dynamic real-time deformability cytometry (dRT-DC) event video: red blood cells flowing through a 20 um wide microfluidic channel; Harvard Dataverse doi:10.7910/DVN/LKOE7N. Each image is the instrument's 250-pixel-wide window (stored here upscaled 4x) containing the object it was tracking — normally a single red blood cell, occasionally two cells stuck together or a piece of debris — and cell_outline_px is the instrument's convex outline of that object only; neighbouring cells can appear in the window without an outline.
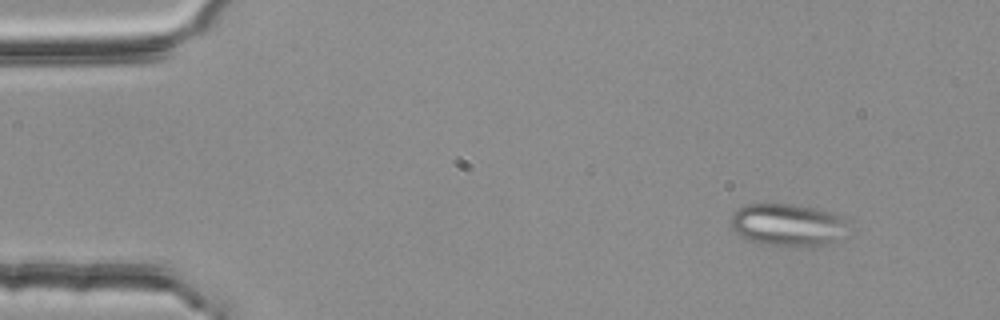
{"species": "common noctule bat (a hibernating species)", "species_latin": "Nyctalus noctula", "temperature_condition": "room temperature", "stored_images_in_passage": 3, "camera_frame_rate_fps": 3000, "um_per_image_px": 0.085, "animal": {"sex": "female", "body_mass_g": 25.1}, "frame": {"image": 1, "passage_image": 1, "time_ms": 0.0, "image_size_px": [1000, 320], "cell_outline_px": [[840, 220], [836, 240], [824, 244], [760, 244], [740, 236], [728, 224], [728, 220], [740, 208], [748, 204], [792, 204], [816, 208], [840, 216]], "centroid_in_image_um": [66.73, 19.07], "position_along_channel_um": 18.3, "area_um2": 27.28}}
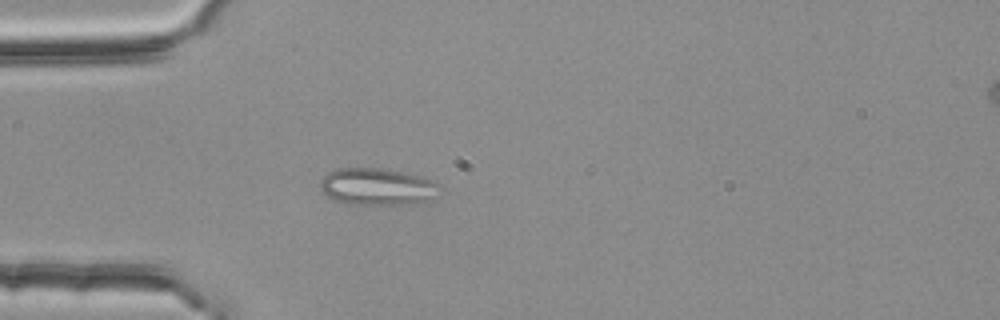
{"frame": {"image": 2, "passage_image": 3, "time_ms": 0.667, "image_size_px": [1000, 320], "cell_outline_px": [[436, 184], [428, 200], [408, 204], [348, 204], [332, 200], [320, 188], [320, 180], [328, 172], [336, 168], [380, 168], [404, 172], [420, 176], [432, 180]], "centroid_in_image_um": [31.93, 15.85], "position_along_channel_um": 53.1, "area_um2": 25.2}}